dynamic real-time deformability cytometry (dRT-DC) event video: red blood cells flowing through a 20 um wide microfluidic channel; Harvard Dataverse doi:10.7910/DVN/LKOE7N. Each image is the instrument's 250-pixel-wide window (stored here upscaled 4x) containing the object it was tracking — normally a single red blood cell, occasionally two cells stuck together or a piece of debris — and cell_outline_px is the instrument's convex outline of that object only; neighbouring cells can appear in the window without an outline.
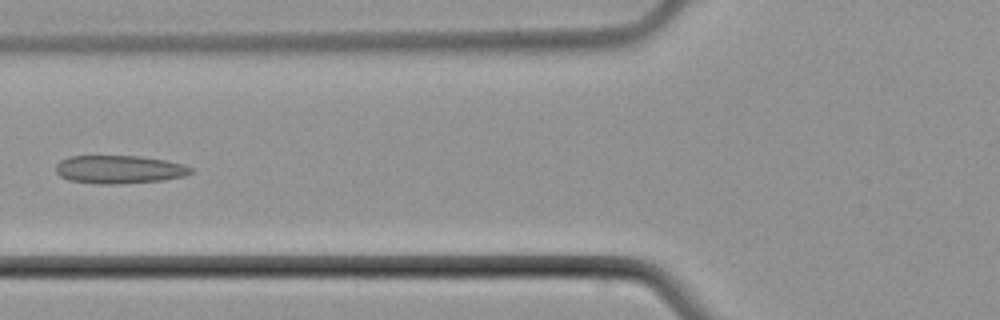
{"species": "common noctule bat (a hibernating species)", "species_latin": "Nyctalus noctula", "temperature_condition": "cold", "stored_images_in_passage": 6, "camera_frame_rate_fps": 3000, "um_per_image_px": 0.085, "animal": {"sex": "male", "body_mass_g": 21.5, "forearm_length_mm": 52.0}, "frame": {"image": 1, "passage_image": 6, "time_ms": 7.0, "image_size_px": [1000, 320], "cell_outline_px": [[196, 172], [184, 176], [164, 180], [116, 184], [96, 184], [68, 180], [60, 176], [56, 172], [56, 164], [60, 160], [68, 156], [140, 156], [164, 160], [184, 164], [192, 168]], "centroid_in_image_um": [10.14, 14.4], "position_along_channel_um": 115.7, "area_um2": 22.37}}